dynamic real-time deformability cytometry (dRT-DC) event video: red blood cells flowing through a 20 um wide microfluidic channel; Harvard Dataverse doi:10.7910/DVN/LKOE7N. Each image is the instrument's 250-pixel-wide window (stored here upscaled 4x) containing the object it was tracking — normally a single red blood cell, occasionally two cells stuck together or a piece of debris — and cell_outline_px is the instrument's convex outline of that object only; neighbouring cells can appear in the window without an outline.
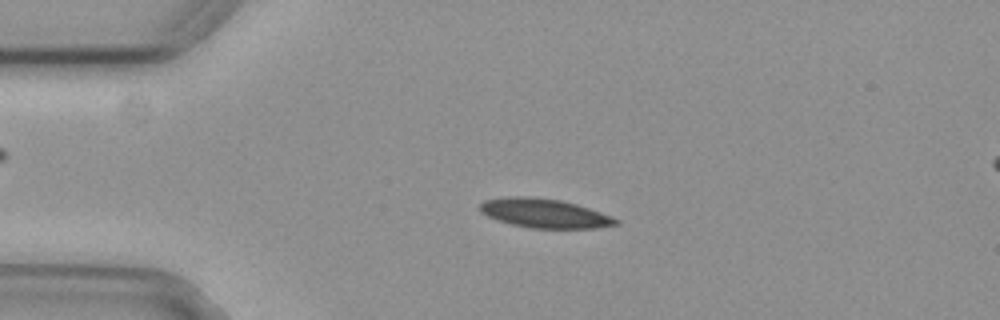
{"species": "common noctule bat (a hibernating species)", "species_latin": "Nyctalus noctula", "temperature_condition": "cold", "stored_images_in_passage": 54, "camera_frame_rate_fps": 3000, "um_per_image_px": 0.085, "animal": {"sex": "female", "body_mass_g": 29.2, "forearm_length_mm": 56.3}, "frame": {"image": 1, "passage_image": 12, "time_ms": 3.667, "image_size_px": [1000, 320], "cell_outline_px": [[620, 224], [596, 228], [532, 228], [512, 224], [496, 220], [480, 212], [480, 204], [484, 200], [508, 196], [528, 196], [560, 200], [576, 204], [600, 212], [620, 220]], "centroid_in_image_um": [46.27, 18.13], "position_along_channel_um": 38.7, "area_um2": 23.0}}
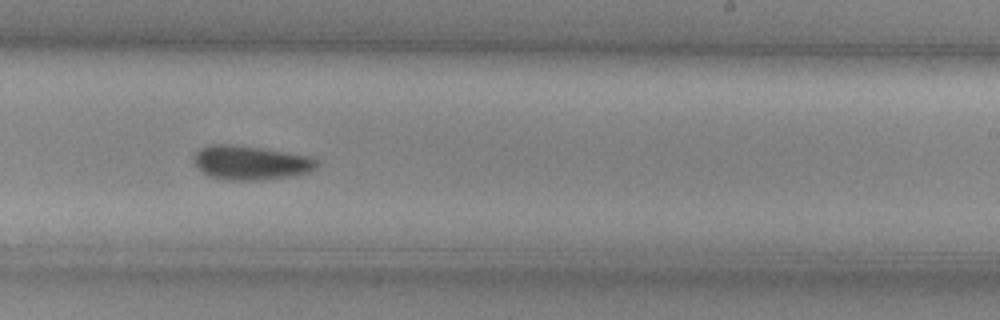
{"frame": {"image": 2, "passage_image": 33, "time_ms": 10.667, "image_size_px": [1000, 320], "cell_outline_px": [[320, 164], [316, 168], [308, 172], [296, 176], [264, 180], [228, 180], [208, 176], [200, 172], [192, 164], [192, 156], [200, 148], [208, 144], [228, 144], [260, 148], [312, 156]], "centroid_in_image_um": [21.27, 13.84], "position_along_channel_um": 267.7, "area_um2": 25.03}}
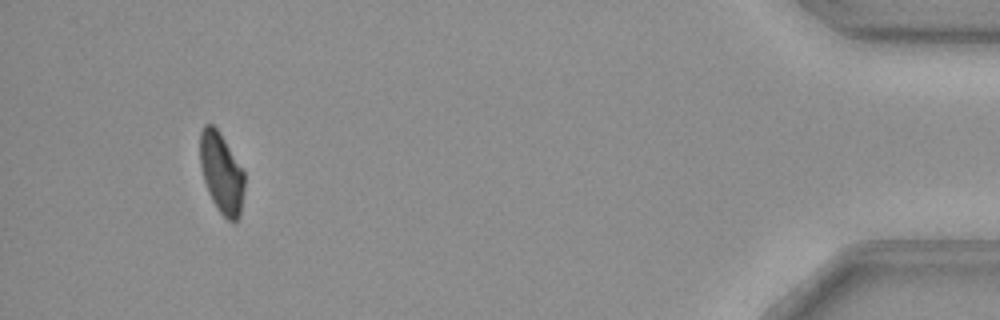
{"frame": {"image": 3, "passage_image": 51, "time_ms": 16.667, "image_size_px": [1000, 320], "cell_outline_px": [[244, 188], [240, 216], [236, 220], [228, 220], [220, 212], [212, 200], [208, 192], [200, 168], [200, 132], [204, 124], [212, 124], [216, 128], [224, 140], [244, 172]], "centroid_in_image_um": [18.81, 14.71], "position_along_channel_um": 416.4, "area_um2": 20.52}, "authors_computed_cell_mechanics": {"area_um2": 22.9177, "velocity_mm_per_s": 3.7269, "shape_relaxation_time_tau1_ms": 5.3641, "shape_relaxation_time_tau2_ms": null, "deformation_change_tau1": 0.1146, "deformation_change_tau2": null}}